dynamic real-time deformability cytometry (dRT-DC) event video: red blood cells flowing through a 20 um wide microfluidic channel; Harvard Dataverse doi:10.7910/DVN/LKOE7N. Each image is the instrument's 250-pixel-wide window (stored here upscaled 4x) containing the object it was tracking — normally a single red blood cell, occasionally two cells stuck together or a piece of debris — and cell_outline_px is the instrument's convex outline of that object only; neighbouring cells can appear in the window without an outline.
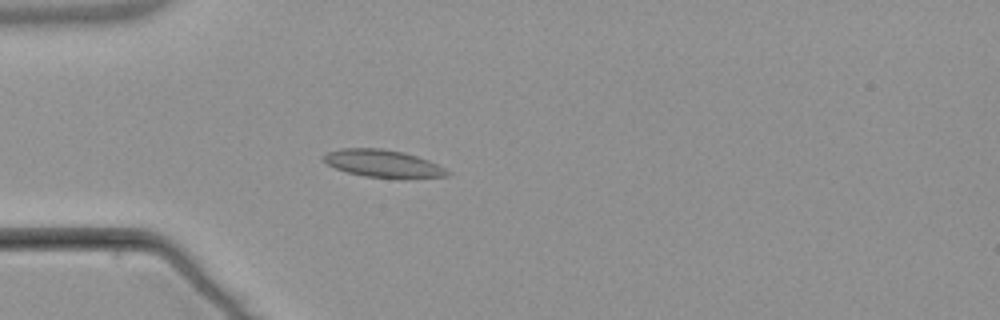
{"species": "common noctule bat (a hibernating species)", "species_latin": "Nyctalus noctula", "temperature_condition": "warm", "stored_images_in_passage": 5, "camera_frame_rate_fps": 3000, "um_per_image_px": 0.085, "animal": {"sex": "male", "body_mass_g": 21.5, "forearm_length_mm": 52.0}, "frame": {"image": 1, "passage_image": 5, "time_ms": 5.0, "image_size_px": [1000, 320], "cell_outline_px": [[452, 172], [448, 176], [364, 176], [348, 172], [336, 168], [328, 164], [320, 156], [328, 152], [340, 148], [380, 148], [404, 152], [428, 160]], "centroid_in_image_um": [32.48, 13.85], "position_along_channel_um": 52.5, "area_um2": 19.02}}